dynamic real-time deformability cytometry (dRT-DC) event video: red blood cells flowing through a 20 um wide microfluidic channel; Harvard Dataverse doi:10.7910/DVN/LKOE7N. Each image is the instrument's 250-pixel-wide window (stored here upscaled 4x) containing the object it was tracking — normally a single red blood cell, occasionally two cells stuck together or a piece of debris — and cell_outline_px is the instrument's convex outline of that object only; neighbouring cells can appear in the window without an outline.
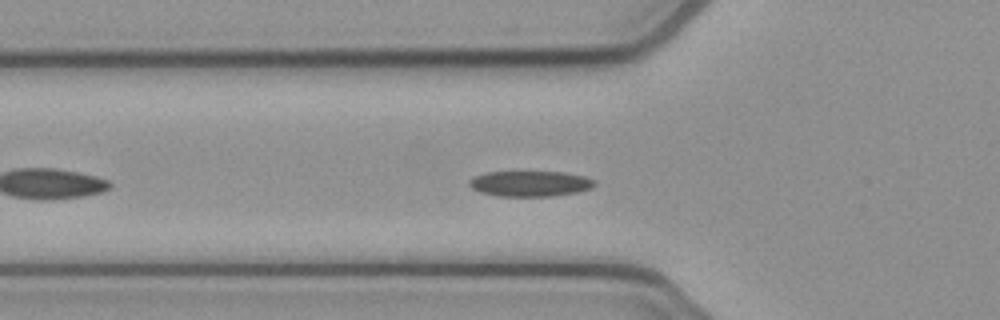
{"species": "common noctule bat (a hibernating species)", "species_latin": "Nyctalus noctula", "temperature_condition": "cold", "stored_images_in_passage": 43, "camera_frame_rate_fps": 3000, "um_per_image_px": 0.085, "animal": {"sex": "female", "body_mass_g": 21.9}, "frame": {"image": 1, "passage_image": 7, "time_ms": 2.0, "image_size_px": [1000, 320], "cell_outline_px": [[596, 184], [592, 188], [576, 192], [552, 196], [496, 196], [480, 192], [472, 188], [468, 184], [468, 180], [472, 176], [484, 172], [564, 172], [584, 176], [596, 180]], "centroid_in_image_um": [45.03, 15.6], "position_along_channel_um": 80.8, "area_um2": 18.84}}
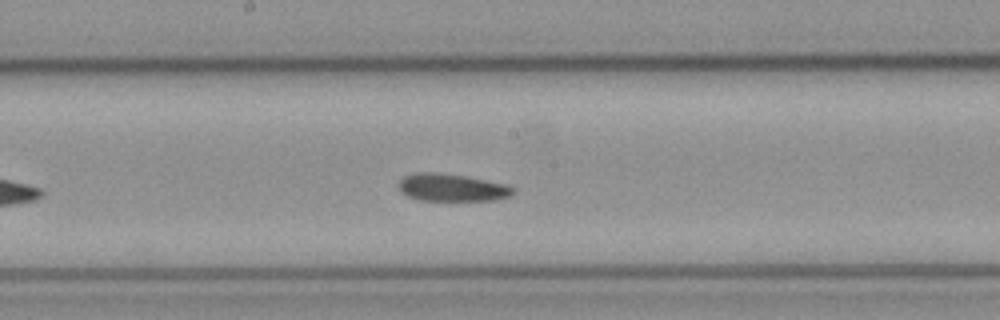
{"frame": {"image": 2, "passage_image": 17, "time_ms": 5.333, "image_size_px": [1000, 320], "cell_outline_px": [[516, 188], [512, 196], [492, 200], [420, 200], [408, 196], [400, 192], [396, 184], [404, 176], [416, 172], [436, 172], [464, 176], [508, 184]], "centroid_in_image_um": [38.4, 15.94], "position_along_channel_um": 209.8, "area_um2": 18.5}}
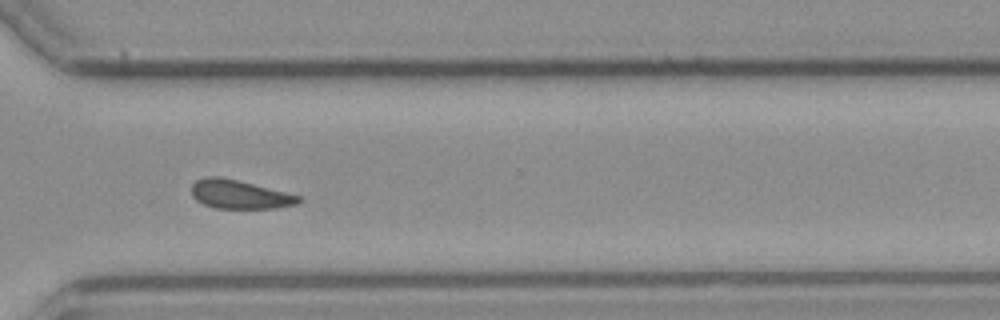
{"frame": {"image": 3, "passage_image": 28, "time_ms": 9.0, "image_size_px": [1000, 320], "cell_outline_px": [[300, 200], [296, 204], [276, 208], [216, 208], [204, 204], [196, 200], [192, 196], [192, 184], [196, 180], [204, 176], [220, 176], [240, 180], [300, 196]], "centroid_in_image_um": [20.32, 16.5], "position_along_channel_um": 350.3, "area_um2": 17.92}, "authors_computed_cell_mechanics": {"area_um2": 18.496, "velocity_mm_per_s": 3.8449, "shape_relaxation_time_tau1_ms": 5.0696, "shape_relaxation_time_tau2_ms": 4.3748, "deformation_change_tau1": 0.1035, "deformation_change_tau2": 0.1082}}